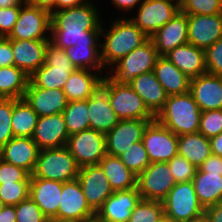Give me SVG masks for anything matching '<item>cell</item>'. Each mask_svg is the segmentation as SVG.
Instances as JSON below:
<instances>
[{"label": "cell", "mask_w": 222, "mask_h": 222, "mask_svg": "<svg viewBox=\"0 0 222 222\" xmlns=\"http://www.w3.org/2000/svg\"><path fill=\"white\" fill-rule=\"evenodd\" d=\"M164 214L175 222L187 221L204 213L193 182L176 183L162 201Z\"/></svg>", "instance_id": "8"}, {"label": "cell", "mask_w": 222, "mask_h": 222, "mask_svg": "<svg viewBox=\"0 0 222 222\" xmlns=\"http://www.w3.org/2000/svg\"><path fill=\"white\" fill-rule=\"evenodd\" d=\"M14 206L16 222H50L30 197Z\"/></svg>", "instance_id": "43"}, {"label": "cell", "mask_w": 222, "mask_h": 222, "mask_svg": "<svg viewBox=\"0 0 222 222\" xmlns=\"http://www.w3.org/2000/svg\"><path fill=\"white\" fill-rule=\"evenodd\" d=\"M189 92L201 112L222 109V76L206 72L190 79Z\"/></svg>", "instance_id": "21"}, {"label": "cell", "mask_w": 222, "mask_h": 222, "mask_svg": "<svg viewBox=\"0 0 222 222\" xmlns=\"http://www.w3.org/2000/svg\"><path fill=\"white\" fill-rule=\"evenodd\" d=\"M39 116L24 98L13 99L11 126L14 137L31 138Z\"/></svg>", "instance_id": "35"}, {"label": "cell", "mask_w": 222, "mask_h": 222, "mask_svg": "<svg viewBox=\"0 0 222 222\" xmlns=\"http://www.w3.org/2000/svg\"><path fill=\"white\" fill-rule=\"evenodd\" d=\"M12 112L13 99L0 98V148L14 137L11 126Z\"/></svg>", "instance_id": "44"}, {"label": "cell", "mask_w": 222, "mask_h": 222, "mask_svg": "<svg viewBox=\"0 0 222 222\" xmlns=\"http://www.w3.org/2000/svg\"><path fill=\"white\" fill-rule=\"evenodd\" d=\"M164 1H168L172 5L176 6L178 9H181L185 0H164Z\"/></svg>", "instance_id": "59"}, {"label": "cell", "mask_w": 222, "mask_h": 222, "mask_svg": "<svg viewBox=\"0 0 222 222\" xmlns=\"http://www.w3.org/2000/svg\"><path fill=\"white\" fill-rule=\"evenodd\" d=\"M13 65L14 58L11 39L0 37V67H9Z\"/></svg>", "instance_id": "49"}, {"label": "cell", "mask_w": 222, "mask_h": 222, "mask_svg": "<svg viewBox=\"0 0 222 222\" xmlns=\"http://www.w3.org/2000/svg\"><path fill=\"white\" fill-rule=\"evenodd\" d=\"M138 14L130 18L148 37H151L179 11L176 6L164 0H143Z\"/></svg>", "instance_id": "16"}, {"label": "cell", "mask_w": 222, "mask_h": 222, "mask_svg": "<svg viewBox=\"0 0 222 222\" xmlns=\"http://www.w3.org/2000/svg\"><path fill=\"white\" fill-rule=\"evenodd\" d=\"M209 140L212 154L222 157V132Z\"/></svg>", "instance_id": "56"}, {"label": "cell", "mask_w": 222, "mask_h": 222, "mask_svg": "<svg viewBox=\"0 0 222 222\" xmlns=\"http://www.w3.org/2000/svg\"><path fill=\"white\" fill-rule=\"evenodd\" d=\"M99 165L109 180L113 191L128 190L136 187L137 176L127 168L118 156L106 154Z\"/></svg>", "instance_id": "31"}, {"label": "cell", "mask_w": 222, "mask_h": 222, "mask_svg": "<svg viewBox=\"0 0 222 222\" xmlns=\"http://www.w3.org/2000/svg\"><path fill=\"white\" fill-rule=\"evenodd\" d=\"M30 180L31 175L26 170L3 160L0 162V185Z\"/></svg>", "instance_id": "47"}, {"label": "cell", "mask_w": 222, "mask_h": 222, "mask_svg": "<svg viewBox=\"0 0 222 222\" xmlns=\"http://www.w3.org/2000/svg\"><path fill=\"white\" fill-rule=\"evenodd\" d=\"M99 13L89 1L52 12L50 41L62 49L75 45H100L102 22Z\"/></svg>", "instance_id": "1"}, {"label": "cell", "mask_w": 222, "mask_h": 222, "mask_svg": "<svg viewBox=\"0 0 222 222\" xmlns=\"http://www.w3.org/2000/svg\"><path fill=\"white\" fill-rule=\"evenodd\" d=\"M77 179L88 205L95 213L114 192L99 164L81 167Z\"/></svg>", "instance_id": "15"}, {"label": "cell", "mask_w": 222, "mask_h": 222, "mask_svg": "<svg viewBox=\"0 0 222 222\" xmlns=\"http://www.w3.org/2000/svg\"><path fill=\"white\" fill-rule=\"evenodd\" d=\"M31 138L40 150L66 146L69 134L62 113L39 117Z\"/></svg>", "instance_id": "22"}, {"label": "cell", "mask_w": 222, "mask_h": 222, "mask_svg": "<svg viewBox=\"0 0 222 222\" xmlns=\"http://www.w3.org/2000/svg\"><path fill=\"white\" fill-rule=\"evenodd\" d=\"M90 129L106 134L120 121L109 102L107 93L99 87L87 99Z\"/></svg>", "instance_id": "26"}, {"label": "cell", "mask_w": 222, "mask_h": 222, "mask_svg": "<svg viewBox=\"0 0 222 222\" xmlns=\"http://www.w3.org/2000/svg\"><path fill=\"white\" fill-rule=\"evenodd\" d=\"M178 154L196 168L212 154L210 140L199 132L178 136Z\"/></svg>", "instance_id": "33"}, {"label": "cell", "mask_w": 222, "mask_h": 222, "mask_svg": "<svg viewBox=\"0 0 222 222\" xmlns=\"http://www.w3.org/2000/svg\"><path fill=\"white\" fill-rule=\"evenodd\" d=\"M103 77L92 70L75 69L63 88L68 102L87 100L101 86Z\"/></svg>", "instance_id": "30"}, {"label": "cell", "mask_w": 222, "mask_h": 222, "mask_svg": "<svg viewBox=\"0 0 222 222\" xmlns=\"http://www.w3.org/2000/svg\"><path fill=\"white\" fill-rule=\"evenodd\" d=\"M2 161V152H1V148H0V162Z\"/></svg>", "instance_id": "64"}, {"label": "cell", "mask_w": 222, "mask_h": 222, "mask_svg": "<svg viewBox=\"0 0 222 222\" xmlns=\"http://www.w3.org/2000/svg\"><path fill=\"white\" fill-rule=\"evenodd\" d=\"M201 110L190 92L170 95L155 119L175 135L196 133L199 130Z\"/></svg>", "instance_id": "3"}, {"label": "cell", "mask_w": 222, "mask_h": 222, "mask_svg": "<svg viewBox=\"0 0 222 222\" xmlns=\"http://www.w3.org/2000/svg\"><path fill=\"white\" fill-rule=\"evenodd\" d=\"M29 5L46 10L49 13L55 11V0H25Z\"/></svg>", "instance_id": "52"}, {"label": "cell", "mask_w": 222, "mask_h": 222, "mask_svg": "<svg viewBox=\"0 0 222 222\" xmlns=\"http://www.w3.org/2000/svg\"><path fill=\"white\" fill-rule=\"evenodd\" d=\"M30 181L14 182L0 185V199L6 205H17L29 197Z\"/></svg>", "instance_id": "40"}, {"label": "cell", "mask_w": 222, "mask_h": 222, "mask_svg": "<svg viewBox=\"0 0 222 222\" xmlns=\"http://www.w3.org/2000/svg\"><path fill=\"white\" fill-rule=\"evenodd\" d=\"M163 215L162 201L141 199L133 209L128 222H157Z\"/></svg>", "instance_id": "39"}, {"label": "cell", "mask_w": 222, "mask_h": 222, "mask_svg": "<svg viewBox=\"0 0 222 222\" xmlns=\"http://www.w3.org/2000/svg\"><path fill=\"white\" fill-rule=\"evenodd\" d=\"M94 218L95 212L88 205L78 179L64 182L58 209V221L86 222Z\"/></svg>", "instance_id": "13"}, {"label": "cell", "mask_w": 222, "mask_h": 222, "mask_svg": "<svg viewBox=\"0 0 222 222\" xmlns=\"http://www.w3.org/2000/svg\"><path fill=\"white\" fill-rule=\"evenodd\" d=\"M142 142L151 163L168 162L178 154V136L156 119L147 124Z\"/></svg>", "instance_id": "12"}, {"label": "cell", "mask_w": 222, "mask_h": 222, "mask_svg": "<svg viewBox=\"0 0 222 222\" xmlns=\"http://www.w3.org/2000/svg\"><path fill=\"white\" fill-rule=\"evenodd\" d=\"M209 222H222V202L205 208Z\"/></svg>", "instance_id": "51"}, {"label": "cell", "mask_w": 222, "mask_h": 222, "mask_svg": "<svg viewBox=\"0 0 222 222\" xmlns=\"http://www.w3.org/2000/svg\"><path fill=\"white\" fill-rule=\"evenodd\" d=\"M29 77V75L15 65L0 67V98H23L27 89Z\"/></svg>", "instance_id": "34"}, {"label": "cell", "mask_w": 222, "mask_h": 222, "mask_svg": "<svg viewBox=\"0 0 222 222\" xmlns=\"http://www.w3.org/2000/svg\"><path fill=\"white\" fill-rule=\"evenodd\" d=\"M192 182L204 209L222 202V174L206 173L198 168Z\"/></svg>", "instance_id": "32"}, {"label": "cell", "mask_w": 222, "mask_h": 222, "mask_svg": "<svg viewBox=\"0 0 222 222\" xmlns=\"http://www.w3.org/2000/svg\"><path fill=\"white\" fill-rule=\"evenodd\" d=\"M176 184L167 162H153L136 179L141 199L163 201Z\"/></svg>", "instance_id": "10"}, {"label": "cell", "mask_w": 222, "mask_h": 222, "mask_svg": "<svg viewBox=\"0 0 222 222\" xmlns=\"http://www.w3.org/2000/svg\"><path fill=\"white\" fill-rule=\"evenodd\" d=\"M167 163L176 183L192 181L198 169L179 154Z\"/></svg>", "instance_id": "45"}, {"label": "cell", "mask_w": 222, "mask_h": 222, "mask_svg": "<svg viewBox=\"0 0 222 222\" xmlns=\"http://www.w3.org/2000/svg\"><path fill=\"white\" fill-rule=\"evenodd\" d=\"M24 2L25 0H0V8L21 6Z\"/></svg>", "instance_id": "57"}, {"label": "cell", "mask_w": 222, "mask_h": 222, "mask_svg": "<svg viewBox=\"0 0 222 222\" xmlns=\"http://www.w3.org/2000/svg\"><path fill=\"white\" fill-rule=\"evenodd\" d=\"M50 222H80V221H50Z\"/></svg>", "instance_id": "63"}, {"label": "cell", "mask_w": 222, "mask_h": 222, "mask_svg": "<svg viewBox=\"0 0 222 222\" xmlns=\"http://www.w3.org/2000/svg\"><path fill=\"white\" fill-rule=\"evenodd\" d=\"M140 200L137 187L114 191L95 213V218L101 222H128Z\"/></svg>", "instance_id": "17"}, {"label": "cell", "mask_w": 222, "mask_h": 222, "mask_svg": "<svg viewBox=\"0 0 222 222\" xmlns=\"http://www.w3.org/2000/svg\"><path fill=\"white\" fill-rule=\"evenodd\" d=\"M0 222H16V211L14 205H6L0 212Z\"/></svg>", "instance_id": "54"}, {"label": "cell", "mask_w": 222, "mask_h": 222, "mask_svg": "<svg viewBox=\"0 0 222 222\" xmlns=\"http://www.w3.org/2000/svg\"><path fill=\"white\" fill-rule=\"evenodd\" d=\"M63 182L31 178L29 197L42 210L49 221H58V209Z\"/></svg>", "instance_id": "20"}, {"label": "cell", "mask_w": 222, "mask_h": 222, "mask_svg": "<svg viewBox=\"0 0 222 222\" xmlns=\"http://www.w3.org/2000/svg\"><path fill=\"white\" fill-rule=\"evenodd\" d=\"M48 41L11 39L14 65L31 76L44 64Z\"/></svg>", "instance_id": "24"}, {"label": "cell", "mask_w": 222, "mask_h": 222, "mask_svg": "<svg viewBox=\"0 0 222 222\" xmlns=\"http://www.w3.org/2000/svg\"><path fill=\"white\" fill-rule=\"evenodd\" d=\"M47 30H51V13L24 2L20 6L18 19L7 38L14 40H50V35H46Z\"/></svg>", "instance_id": "9"}, {"label": "cell", "mask_w": 222, "mask_h": 222, "mask_svg": "<svg viewBox=\"0 0 222 222\" xmlns=\"http://www.w3.org/2000/svg\"><path fill=\"white\" fill-rule=\"evenodd\" d=\"M220 37H222V13L188 15L189 44L205 50Z\"/></svg>", "instance_id": "18"}, {"label": "cell", "mask_w": 222, "mask_h": 222, "mask_svg": "<svg viewBox=\"0 0 222 222\" xmlns=\"http://www.w3.org/2000/svg\"><path fill=\"white\" fill-rule=\"evenodd\" d=\"M199 169L206 173L222 174V157L211 154Z\"/></svg>", "instance_id": "50"}, {"label": "cell", "mask_w": 222, "mask_h": 222, "mask_svg": "<svg viewBox=\"0 0 222 222\" xmlns=\"http://www.w3.org/2000/svg\"><path fill=\"white\" fill-rule=\"evenodd\" d=\"M23 98L39 117L62 113L68 104L62 89L35 87L30 81Z\"/></svg>", "instance_id": "23"}, {"label": "cell", "mask_w": 222, "mask_h": 222, "mask_svg": "<svg viewBox=\"0 0 222 222\" xmlns=\"http://www.w3.org/2000/svg\"><path fill=\"white\" fill-rule=\"evenodd\" d=\"M100 45H75L64 49L76 69L95 70L103 73Z\"/></svg>", "instance_id": "36"}, {"label": "cell", "mask_w": 222, "mask_h": 222, "mask_svg": "<svg viewBox=\"0 0 222 222\" xmlns=\"http://www.w3.org/2000/svg\"><path fill=\"white\" fill-rule=\"evenodd\" d=\"M75 69L65 50L49 40L44 64L29 77V81L35 87L63 90Z\"/></svg>", "instance_id": "4"}, {"label": "cell", "mask_w": 222, "mask_h": 222, "mask_svg": "<svg viewBox=\"0 0 222 222\" xmlns=\"http://www.w3.org/2000/svg\"><path fill=\"white\" fill-rule=\"evenodd\" d=\"M86 222H101V221H99V220H97L96 218H94V219L88 220V221H86Z\"/></svg>", "instance_id": "62"}, {"label": "cell", "mask_w": 222, "mask_h": 222, "mask_svg": "<svg viewBox=\"0 0 222 222\" xmlns=\"http://www.w3.org/2000/svg\"><path fill=\"white\" fill-rule=\"evenodd\" d=\"M182 222H209L208 217L205 213L201 214L198 217L192 218L187 221H182Z\"/></svg>", "instance_id": "58"}, {"label": "cell", "mask_w": 222, "mask_h": 222, "mask_svg": "<svg viewBox=\"0 0 222 222\" xmlns=\"http://www.w3.org/2000/svg\"><path fill=\"white\" fill-rule=\"evenodd\" d=\"M204 52L206 72L216 76H222V37L213 45L206 48Z\"/></svg>", "instance_id": "46"}, {"label": "cell", "mask_w": 222, "mask_h": 222, "mask_svg": "<svg viewBox=\"0 0 222 222\" xmlns=\"http://www.w3.org/2000/svg\"><path fill=\"white\" fill-rule=\"evenodd\" d=\"M20 13V6L0 8V37H7L15 25Z\"/></svg>", "instance_id": "48"}, {"label": "cell", "mask_w": 222, "mask_h": 222, "mask_svg": "<svg viewBox=\"0 0 222 222\" xmlns=\"http://www.w3.org/2000/svg\"><path fill=\"white\" fill-rule=\"evenodd\" d=\"M62 115L69 136L90 129L87 100L68 102Z\"/></svg>", "instance_id": "37"}, {"label": "cell", "mask_w": 222, "mask_h": 222, "mask_svg": "<svg viewBox=\"0 0 222 222\" xmlns=\"http://www.w3.org/2000/svg\"><path fill=\"white\" fill-rule=\"evenodd\" d=\"M6 204L0 199V212L4 209Z\"/></svg>", "instance_id": "61"}, {"label": "cell", "mask_w": 222, "mask_h": 222, "mask_svg": "<svg viewBox=\"0 0 222 222\" xmlns=\"http://www.w3.org/2000/svg\"><path fill=\"white\" fill-rule=\"evenodd\" d=\"M108 95L112 109L121 119H155L142 98L128 84H118L106 74L100 86Z\"/></svg>", "instance_id": "6"}, {"label": "cell", "mask_w": 222, "mask_h": 222, "mask_svg": "<svg viewBox=\"0 0 222 222\" xmlns=\"http://www.w3.org/2000/svg\"><path fill=\"white\" fill-rule=\"evenodd\" d=\"M188 78L193 79L206 73L204 49L186 43L165 55Z\"/></svg>", "instance_id": "27"}, {"label": "cell", "mask_w": 222, "mask_h": 222, "mask_svg": "<svg viewBox=\"0 0 222 222\" xmlns=\"http://www.w3.org/2000/svg\"><path fill=\"white\" fill-rule=\"evenodd\" d=\"M142 98L149 111L156 117L167 101L162 85L158 82L153 71L141 74L129 84Z\"/></svg>", "instance_id": "28"}, {"label": "cell", "mask_w": 222, "mask_h": 222, "mask_svg": "<svg viewBox=\"0 0 222 222\" xmlns=\"http://www.w3.org/2000/svg\"><path fill=\"white\" fill-rule=\"evenodd\" d=\"M153 72L168 96L189 92L190 78L167 57H158Z\"/></svg>", "instance_id": "29"}, {"label": "cell", "mask_w": 222, "mask_h": 222, "mask_svg": "<svg viewBox=\"0 0 222 222\" xmlns=\"http://www.w3.org/2000/svg\"><path fill=\"white\" fill-rule=\"evenodd\" d=\"M40 149L32 138L13 137L1 148L2 160L32 175Z\"/></svg>", "instance_id": "25"}, {"label": "cell", "mask_w": 222, "mask_h": 222, "mask_svg": "<svg viewBox=\"0 0 222 222\" xmlns=\"http://www.w3.org/2000/svg\"><path fill=\"white\" fill-rule=\"evenodd\" d=\"M159 54L149 38L144 44L122 57L109 76L118 84H130L137 76L153 71Z\"/></svg>", "instance_id": "7"}, {"label": "cell", "mask_w": 222, "mask_h": 222, "mask_svg": "<svg viewBox=\"0 0 222 222\" xmlns=\"http://www.w3.org/2000/svg\"><path fill=\"white\" fill-rule=\"evenodd\" d=\"M66 147L80 168L98 165L106 155L105 134L87 129L69 136Z\"/></svg>", "instance_id": "11"}, {"label": "cell", "mask_w": 222, "mask_h": 222, "mask_svg": "<svg viewBox=\"0 0 222 222\" xmlns=\"http://www.w3.org/2000/svg\"><path fill=\"white\" fill-rule=\"evenodd\" d=\"M80 167L66 146L39 151L31 178L60 182L76 180Z\"/></svg>", "instance_id": "5"}, {"label": "cell", "mask_w": 222, "mask_h": 222, "mask_svg": "<svg viewBox=\"0 0 222 222\" xmlns=\"http://www.w3.org/2000/svg\"><path fill=\"white\" fill-rule=\"evenodd\" d=\"M180 11L187 15L222 13V0H185Z\"/></svg>", "instance_id": "42"}, {"label": "cell", "mask_w": 222, "mask_h": 222, "mask_svg": "<svg viewBox=\"0 0 222 222\" xmlns=\"http://www.w3.org/2000/svg\"><path fill=\"white\" fill-rule=\"evenodd\" d=\"M119 157L136 176L151 164L142 141L133 143Z\"/></svg>", "instance_id": "38"}, {"label": "cell", "mask_w": 222, "mask_h": 222, "mask_svg": "<svg viewBox=\"0 0 222 222\" xmlns=\"http://www.w3.org/2000/svg\"><path fill=\"white\" fill-rule=\"evenodd\" d=\"M107 31L104 33L101 27V35L105 37L104 43L100 44L101 61L104 67L114 65L149 39L130 18L115 20Z\"/></svg>", "instance_id": "2"}, {"label": "cell", "mask_w": 222, "mask_h": 222, "mask_svg": "<svg viewBox=\"0 0 222 222\" xmlns=\"http://www.w3.org/2000/svg\"><path fill=\"white\" fill-rule=\"evenodd\" d=\"M113 4L119 9V10H127L131 11L132 8H135L139 3L143 2L142 0H112Z\"/></svg>", "instance_id": "55"}, {"label": "cell", "mask_w": 222, "mask_h": 222, "mask_svg": "<svg viewBox=\"0 0 222 222\" xmlns=\"http://www.w3.org/2000/svg\"><path fill=\"white\" fill-rule=\"evenodd\" d=\"M89 0H55V11L77 7L85 4Z\"/></svg>", "instance_id": "53"}, {"label": "cell", "mask_w": 222, "mask_h": 222, "mask_svg": "<svg viewBox=\"0 0 222 222\" xmlns=\"http://www.w3.org/2000/svg\"><path fill=\"white\" fill-rule=\"evenodd\" d=\"M149 38L159 56H165L174 48L188 43V15L179 11Z\"/></svg>", "instance_id": "19"}, {"label": "cell", "mask_w": 222, "mask_h": 222, "mask_svg": "<svg viewBox=\"0 0 222 222\" xmlns=\"http://www.w3.org/2000/svg\"><path fill=\"white\" fill-rule=\"evenodd\" d=\"M198 132L210 139L222 132V109L201 112Z\"/></svg>", "instance_id": "41"}, {"label": "cell", "mask_w": 222, "mask_h": 222, "mask_svg": "<svg viewBox=\"0 0 222 222\" xmlns=\"http://www.w3.org/2000/svg\"><path fill=\"white\" fill-rule=\"evenodd\" d=\"M155 119H121L105 134L106 154L120 156L133 143L142 141L147 124Z\"/></svg>", "instance_id": "14"}, {"label": "cell", "mask_w": 222, "mask_h": 222, "mask_svg": "<svg viewBox=\"0 0 222 222\" xmlns=\"http://www.w3.org/2000/svg\"><path fill=\"white\" fill-rule=\"evenodd\" d=\"M157 222H175V221L164 214Z\"/></svg>", "instance_id": "60"}]
</instances>
